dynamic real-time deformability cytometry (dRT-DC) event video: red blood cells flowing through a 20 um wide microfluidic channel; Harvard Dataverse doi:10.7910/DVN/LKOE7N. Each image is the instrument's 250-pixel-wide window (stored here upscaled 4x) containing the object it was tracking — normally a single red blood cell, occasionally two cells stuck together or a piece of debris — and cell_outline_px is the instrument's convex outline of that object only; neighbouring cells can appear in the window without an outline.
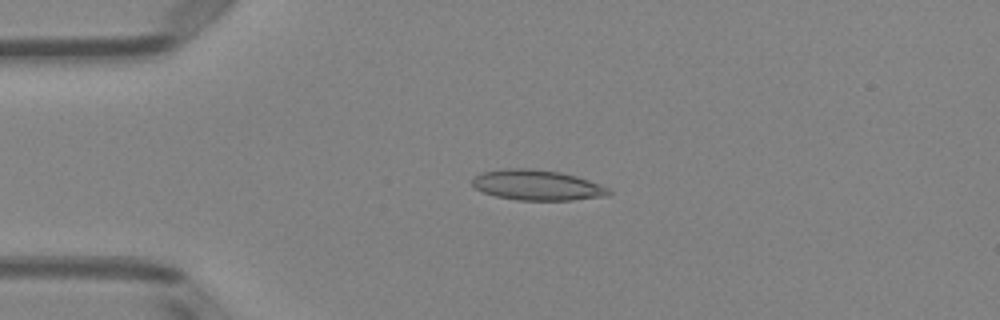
{"species": "Egyptian fruit bat (a non-hibernating species)", "species_latin": "Rousettus aegyptiacus", "temperature_condition": "room temperature", "stored_images_in_passage": 51, "camera_frame_rate_fps": 3000, "um_per_image_px": 0.085, "animal": {"sex": "female"}, "frame": {"image": 1, "passage_image": 12, "time_ms": 3.667, "image_size_px": [1000, 320], "cell_outline_px": [[612, 192], [608, 196], [572, 200], [516, 200], [496, 196], [484, 192], [476, 188], [472, 184], [472, 180], [476, 176], [484, 172], [504, 168], [532, 168], [560, 172], [576, 176], [612, 188]], "centroid_in_image_um": [45.71, 15.74], "position_along_channel_um": 39.3, "area_um2": 24.22}}
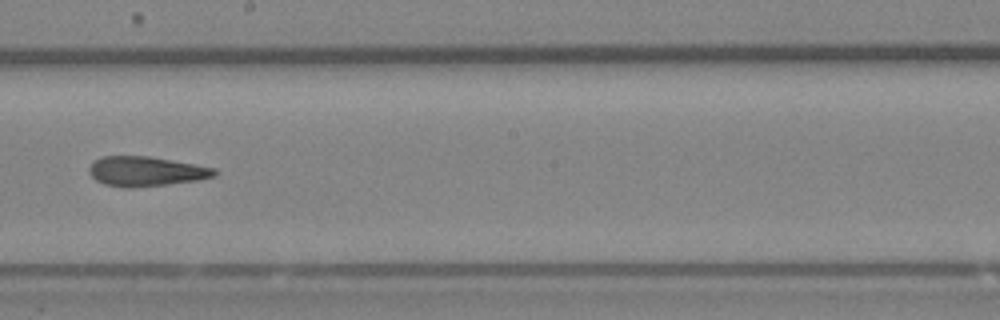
{"frame": {"image": 2, "passage_image": 29, "time_ms": 9.333, "image_size_px": [1000, 320], "cell_outline_px": [[216, 176], [196, 180], [168, 184], [132, 188], [124, 188], [104, 184], [96, 180], [88, 172], [88, 168], [92, 160], [100, 156], [148, 156], [216, 168]], "centroid_in_image_um": [12.34, 14.56], "position_along_channel_um": 235.9, "area_um2": 21.79}}
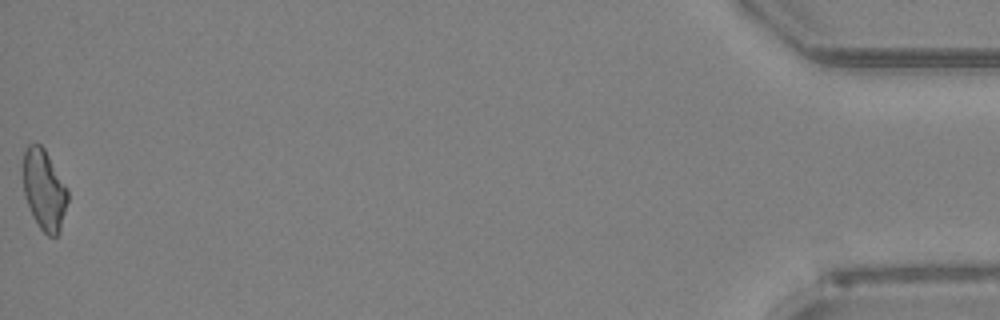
{"frame": {"image": 3, "passage_image": 51, "time_ms": 16.667, "image_size_px": [1000, 320], "cell_outline_px": [[68, 200], [60, 232], [56, 236], [48, 236], [40, 228], [24, 196], [20, 168], [24, 152], [28, 144], [40, 144], [44, 148], [68, 188]], "centroid_in_image_um": [3.73, 16.09], "position_along_channel_um": 431.5, "area_um2": 21.33}, "authors_computed_cell_mechanics": {"area_um2": 22.0796, "velocity_mm_per_s": 4.0005, "shape_relaxation_time_tau1_ms": null, "shape_relaxation_time_tau2_ms": 6.0786, "deformation_change_tau1": null, "deformation_change_tau2": 0.1622}}